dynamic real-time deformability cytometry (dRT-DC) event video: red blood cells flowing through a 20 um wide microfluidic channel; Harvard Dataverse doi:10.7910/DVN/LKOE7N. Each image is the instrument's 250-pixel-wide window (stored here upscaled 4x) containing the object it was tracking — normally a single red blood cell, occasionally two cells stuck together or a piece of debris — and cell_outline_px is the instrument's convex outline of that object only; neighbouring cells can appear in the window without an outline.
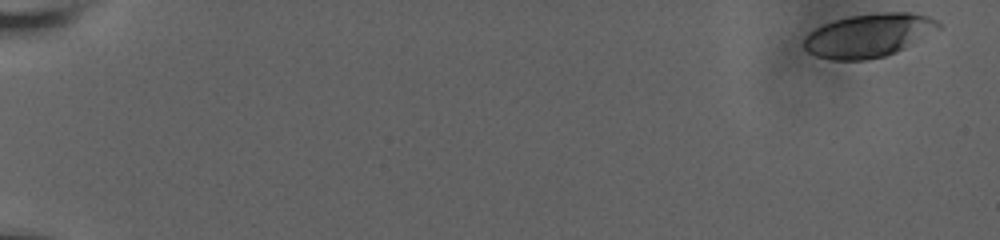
{"species": "human", "species_latin": "Homo sapiens", "temperature_condition": "room temperature", "stored_images_in_passage": 14, "camera_frame_rate_fps": 3000, "um_per_image_px": 0.085, "donor": {"sex": "male"}, "frame": {"image": 1, "passage_image": 1, "time_ms": 0.0, "image_size_px": [1000, 240], "cell_outline_px": [[940, 28], [904, 48], [896, 52], [884, 56], [868, 60], [832, 60], [816, 56], [808, 52], [804, 48], [804, 36], [808, 32], [824, 24], [836, 20], [852, 16], [884, 12], [912, 12], [928, 16], [936, 20], [940, 24]], "centroid_in_image_um": [73.82, 3.01], "position_along_channel_um": 11.2, "area_um2": 33.87}}